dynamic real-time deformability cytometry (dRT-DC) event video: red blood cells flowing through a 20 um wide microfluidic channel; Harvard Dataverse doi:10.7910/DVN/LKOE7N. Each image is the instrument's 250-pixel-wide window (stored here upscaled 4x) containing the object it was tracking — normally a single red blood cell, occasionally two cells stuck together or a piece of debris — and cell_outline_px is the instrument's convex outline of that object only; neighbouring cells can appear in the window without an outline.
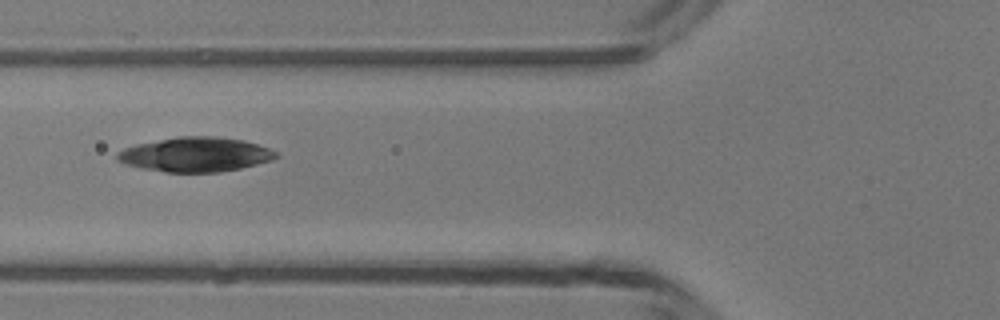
{"species": "common noctule bat (a hibernating species)", "species_latin": "Nyctalus noctula", "temperature_condition": "room temperature", "stored_images_in_passage": 5, "camera_frame_rate_fps": 3000, "um_per_image_px": 0.085, "animal": {"sex": "male", "body_mass_g": 13.3}, "frame": {"image": 1, "passage_image": 3, "time_ms": 2.667, "image_size_px": [1000, 320], "cell_outline_px": [[280, 156], [272, 160], [240, 168], [220, 172], [164, 172], [140, 168], [124, 164], [116, 160], [116, 152], [124, 148], [136, 144], [180, 136], [216, 136], [244, 140], [268, 148], [276, 152]], "centroid_in_image_um": [16.58, 13.13], "position_along_channel_um": 109.2, "area_um2": 32.02}}
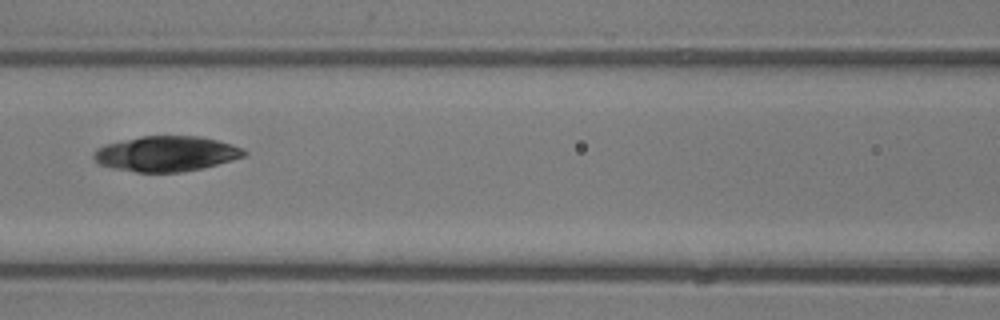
{"frame": {"image": 2, "passage_image": 4, "time_ms": 3.667, "image_size_px": [1000, 320], "cell_outline_px": [[248, 152], [244, 156], [232, 160], [204, 168], [180, 172], [136, 172], [112, 168], [96, 164], [92, 156], [96, 148], [108, 144], [140, 136], [200, 136], [232, 144]], "centroid_in_image_um": [14.1, 13.07], "position_along_channel_um": 152.5, "area_um2": 30.92}}
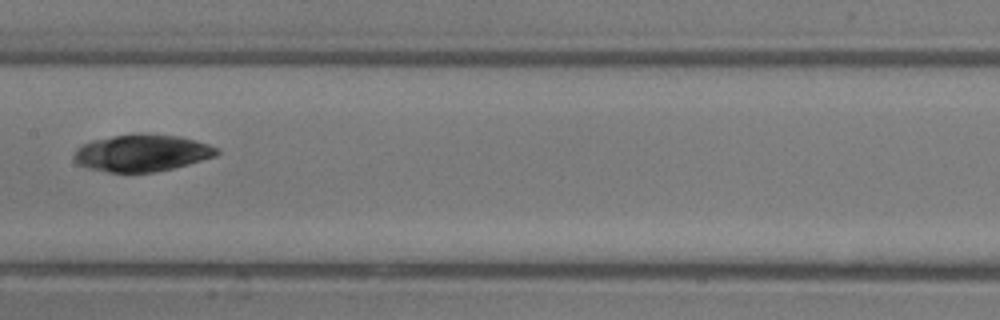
{"frame": {"image": 3, "passage_image": 5, "time_ms": 4.667, "image_size_px": [1000, 320], "cell_outline_px": [[220, 152], [216, 156], [188, 164], [156, 172], [108, 172], [88, 168], [76, 164], [72, 160], [72, 156], [76, 148], [92, 140], [112, 136], [180, 136], [196, 140], [208, 144], [216, 148]], "centroid_in_image_um": [12.02, 13.04], "position_along_channel_um": 195.4, "area_um2": 30.11}}